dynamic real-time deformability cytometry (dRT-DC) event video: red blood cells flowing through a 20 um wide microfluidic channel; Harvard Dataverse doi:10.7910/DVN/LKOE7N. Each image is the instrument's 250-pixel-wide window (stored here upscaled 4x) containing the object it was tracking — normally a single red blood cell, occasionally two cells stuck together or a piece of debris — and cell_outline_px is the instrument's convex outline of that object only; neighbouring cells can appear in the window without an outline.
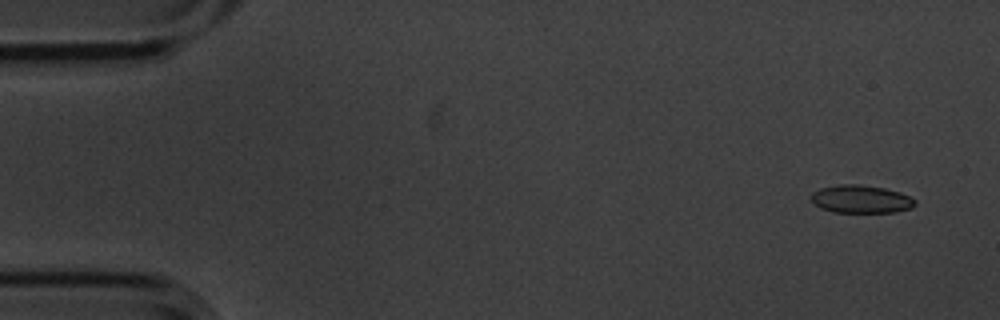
{"species": "common noctule bat (a hibernating species)", "species_latin": "Nyctalus noctula", "temperature_condition": "cold", "stored_images_in_passage": 8, "camera_frame_rate_fps": 3000, "um_per_image_px": 0.085, "animal": {"sex": "male", "body_mass_g": 20.1, "forearm_length_mm": 53.5}, "frame": {"image": 1, "passage_image": 1, "time_ms": 0.0, "image_size_px": [1000, 320], "cell_outline_px": [[916, 204], [912, 208], [896, 212], [832, 212], [820, 208], [812, 200], [812, 192], [820, 188], [840, 184], [860, 184], [884, 188], [900, 192], [916, 200]], "centroid_in_image_um": [73.2, 16.92], "position_along_channel_um": 11.8, "area_um2": 16.94}}
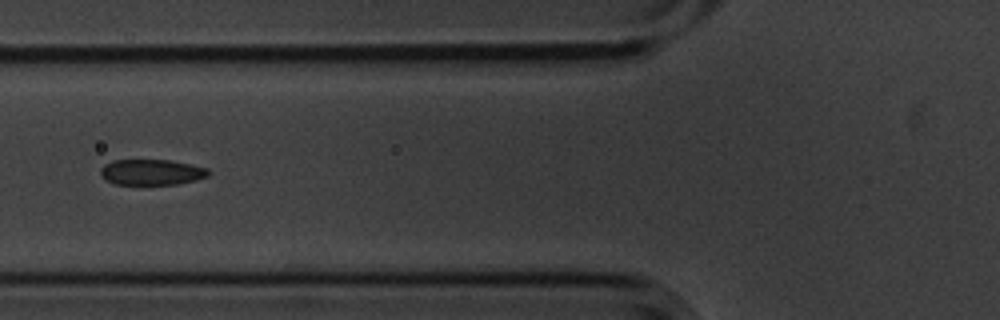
{"frame": {"image": 2, "passage_image": 6, "time_ms": 1.667, "image_size_px": [1000, 320], "cell_outline_px": [[212, 172], [208, 176], [196, 180], [176, 184], [116, 184], [100, 176], [100, 168], [104, 164], [112, 160], [172, 160], [192, 164], [208, 168]], "centroid_in_image_um": [12.91, 14.62], "position_along_channel_um": 112.9, "area_um2": 16.3}}
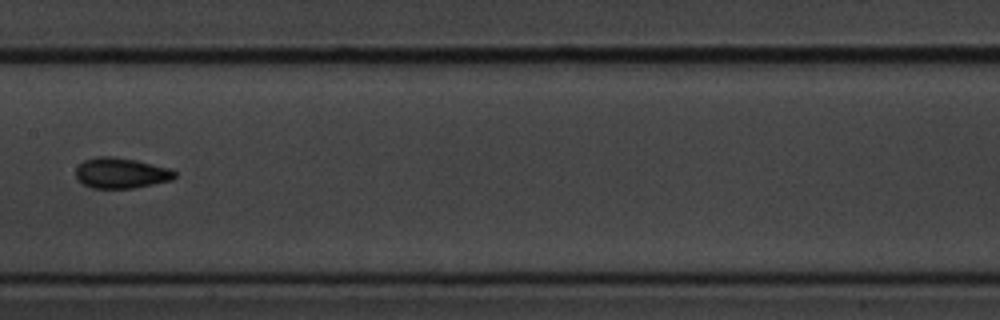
{"frame": {"image": 3, "passage_image": 8, "time_ms": 2.333, "image_size_px": [1000, 320], "cell_outline_px": [[176, 176], [172, 180], [132, 188], [92, 188], [84, 184], [76, 176], [76, 168], [84, 160], [96, 156], [112, 156], [136, 160], [172, 168], [176, 172]], "centroid_in_image_um": [10.31, 14.69], "position_along_channel_um": 197.1, "area_um2": 17.63}}